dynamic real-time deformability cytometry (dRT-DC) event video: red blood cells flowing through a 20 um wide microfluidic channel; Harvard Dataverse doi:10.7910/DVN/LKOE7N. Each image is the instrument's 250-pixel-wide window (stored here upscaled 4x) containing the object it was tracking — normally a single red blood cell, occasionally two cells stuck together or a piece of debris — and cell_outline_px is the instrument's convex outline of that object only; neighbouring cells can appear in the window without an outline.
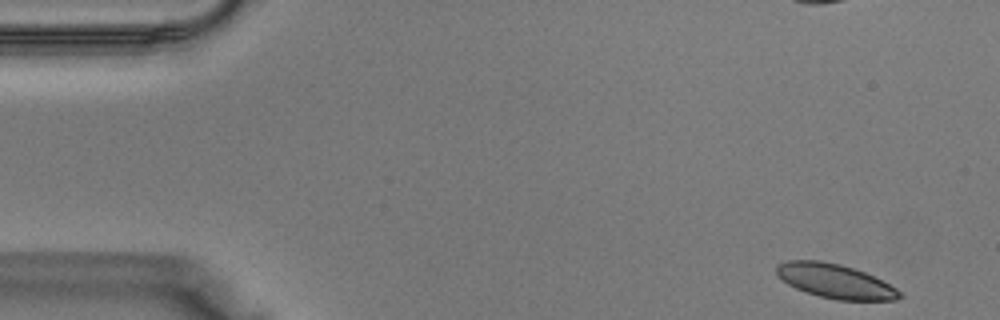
{"species": "Egyptian fruit bat (a non-hibernating species)", "species_latin": "Rousettus aegyptiacus", "temperature_condition": "warm", "stored_images_in_passage": 38, "camera_frame_rate_fps": 3000, "um_per_image_px": 0.085, "animal": {"sex": "male"}, "frame": {"image": 1, "passage_image": 1, "time_ms": 0.0, "image_size_px": [1000, 320], "cell_outline_px": [[904, 296], [896, 300], [836, 300], [820, 296], [796, 288], [788, 284], [776, 272], [776, 264], [788, 260], [820, 260], [840, 264], [864, 272], [896, 288]], "centroid_in_image_um": [70.98, 23.89], "position_along_channel_um": 14.0, "area_um2": 24.22}}